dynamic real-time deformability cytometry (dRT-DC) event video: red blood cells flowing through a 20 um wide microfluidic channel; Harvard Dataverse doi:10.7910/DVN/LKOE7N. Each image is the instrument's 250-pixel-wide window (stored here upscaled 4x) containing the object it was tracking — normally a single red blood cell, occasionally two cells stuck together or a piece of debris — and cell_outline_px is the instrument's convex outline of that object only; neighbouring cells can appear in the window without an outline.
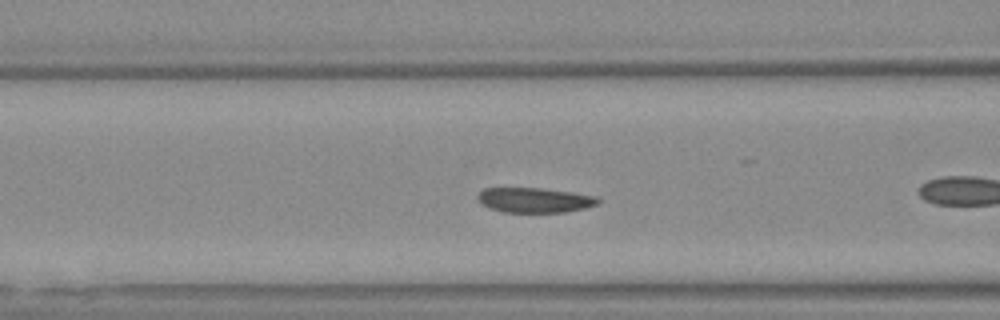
{"species": "Egyptian fruit bat (a non-hibernating species)", "species_latin": "Rousettus aegyptiacus", "temperature_condition": "warm", "stored_images_in_passage": 41, "camera_frame_rate_fps": 3000, "um_per_image_px": 0.085, "animal": {"sex": "female"}, "frame": {"image": 1, "passage_image": 7, "time_ms": 2.0, "image_size_px": [1000, 320], "cell_outline_px": [[600, 204], [584, 208], [564, 212], [504, 212], [488, 208], [476, 196], [484, 188], [540, 188], [572, 192], [596, 196], [600, 200]], "centroid_in_image_um": [45.47, 17.01], "position_along_channel_um": 121.1, "area_um2": 17.4}}
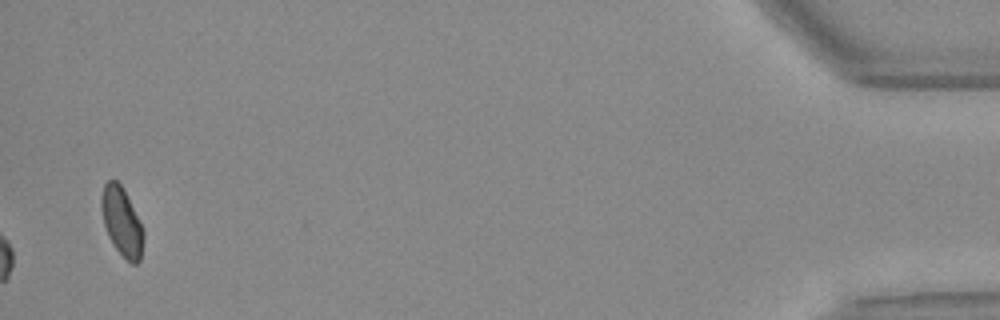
{"frame": {"image": 2, "passage_image": 41, "time_ms": 13.333, "image_size_px": [1000, 320], "cell_outline_px": [[144, 236], [140, 260], [136, 264], [132, 264], [116, 248], [108, 236], [104, 224], [100, 208], [100, 196], [104, 184], [108, 180], [116, 180], [120, 184], [144, 232]], "centroid_in_image_um": [10.31, 18.84], "position_along_channel_um": 424.9, "area_um2": 16.36}, "authors_computed_cell_mechanics": {"area_um2": 17.7446, "velocity_mm_per_s": 3.7539, "shape_relaxation_time_tau1_ms": 1.8017, "shape_relaxation_time_tau2_ms": null, "deformation_change_tau1": 0.0793, "deformation_change_tau2": null}}